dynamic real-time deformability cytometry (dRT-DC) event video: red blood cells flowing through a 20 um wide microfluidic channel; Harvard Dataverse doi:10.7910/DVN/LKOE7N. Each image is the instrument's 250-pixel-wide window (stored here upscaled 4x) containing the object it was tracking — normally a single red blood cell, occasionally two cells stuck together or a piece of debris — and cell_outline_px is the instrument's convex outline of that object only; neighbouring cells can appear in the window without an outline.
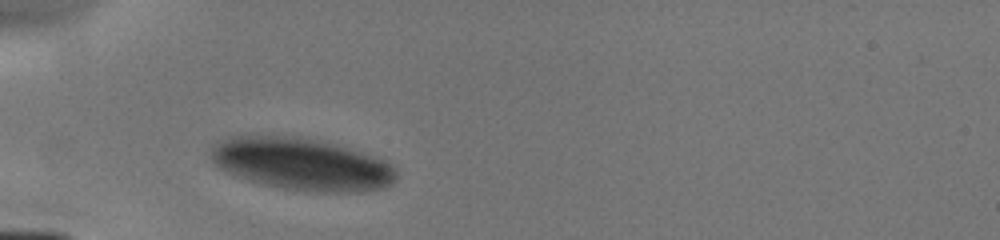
{"species": "human", "species_latin": "Homo sapiens", "temperature_condition": "cold", "stored_images_in_passage": 4, "camera_frame_rate_fps": 3000, "um_per_image_px": 0.085, "donor": {"sex": "male"}, "frame": {"image": 1, "passage_image": 1, "time_ms": 0.0, "image_size_px": [1000, 240], "cell_outline_px": [[396, 180], [392, 184], [384, 188], [360, 192], [308, 192], [280, 188], [264, 184], [236, 176], [224, 172], [208, 156], [208, 148], [212, 144], [228, 136], [300, 136], [336, 144], [376, 156], [392, 164], [396, 168]], "centroid_in_image_um": [25.63, 13.95], "position_along_channel_um": 59.4, "area_um2": 57.28}}
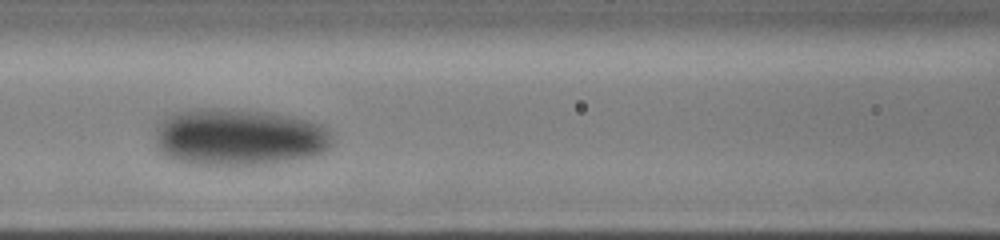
{"frame": {"image": 2, "passage_image": 3, "time_ms": 2.333, "image_size_px": [1000, 240], "cell_outline_px": [[332, 144], [324, 152], [312, 156], [288, 160], [260, 164], [188, 164], [164, 156], [156, 148], [156, 124], [172, 112], [192, 108], [228, 108], [268, 112], [292, 116], [312, 120], [320, 124], [332, 132]], "centroid_in_image_um": [20.28, 11.63], "position_along_channel_um": 146.3, "area_um2": 59.53}}